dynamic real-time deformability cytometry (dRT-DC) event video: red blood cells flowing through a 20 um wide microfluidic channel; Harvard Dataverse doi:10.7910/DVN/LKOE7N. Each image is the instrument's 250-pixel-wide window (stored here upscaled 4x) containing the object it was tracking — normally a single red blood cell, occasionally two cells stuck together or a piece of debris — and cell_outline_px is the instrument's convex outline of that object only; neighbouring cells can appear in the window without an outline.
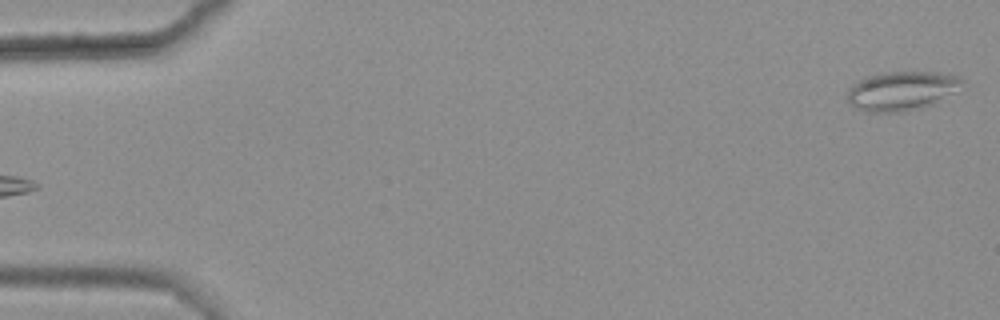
{"species": "common noctule bat (a hibernating species)", "species_latin": "Nyctalus noctula", "temperature_condition": "warm", "stored_images_in_passage": 4, "camera_frame_rate_fps": 3000, "um_per_image_px": 0.085, "animal": {"sex": "female", "body_mass_g": 25.1}, "frame": {"image": 1, "passage_image": 4, "time_ms": 1.0, "image_size_px": [1000, 320], "cell_outline_px": [[960, 80], [952, 92], [936, 104], [904, 112], [868, 112], [856, 108], [848, 100], [848, 92], [852, 84], [864, 76], [880, 72], [940, 72], [960, 76]], "centroid_in_image_um": [76.57, 7.72], "position_along_channel_um": 8.4, "area_um2": 26.01}}